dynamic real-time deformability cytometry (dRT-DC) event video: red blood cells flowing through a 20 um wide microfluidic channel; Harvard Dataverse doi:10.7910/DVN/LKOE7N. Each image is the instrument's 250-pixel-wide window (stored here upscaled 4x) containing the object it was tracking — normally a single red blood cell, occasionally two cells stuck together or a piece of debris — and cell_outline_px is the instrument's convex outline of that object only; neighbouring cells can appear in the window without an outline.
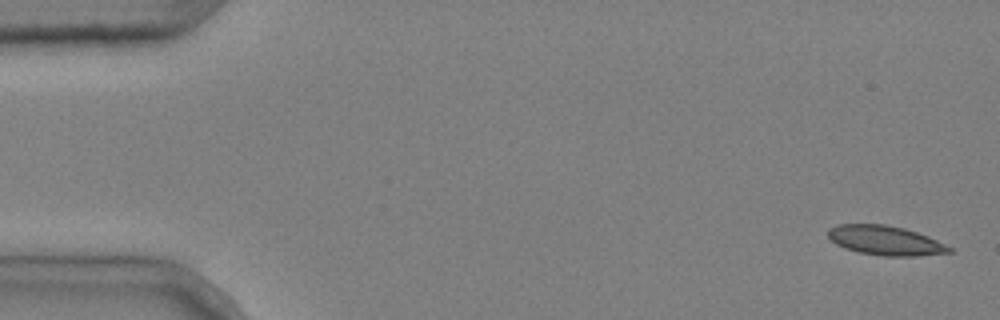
{"species": "common noctule bat (a hibernating species)", "species_latin": "Nyctalus noctula", "temperature_condition": "cold", "stored_images_in_passage": 6, "camera_frame_rate_fps": 3000, "um_per_image_px": 0.085, "animal": {"sex": "male", "body_mass_g": 20.4}, "frame": {"image": 1, "passage_image": 1, "time_ms": 0.0, "image_size_px": [1000, 320], "cell_outline_px": [[952, 252], [916, 256], [884, 256], [860, 252], [844, 248], [836, 244], [828, 236], [828, 228], [836, 224], [884, 224], [904, 228], [928, 236], [952, 248]], "centroid_in_image_um": [75.23, 20.43], "position_along_channel_um": 9.8, "area_um2": 20.69}}